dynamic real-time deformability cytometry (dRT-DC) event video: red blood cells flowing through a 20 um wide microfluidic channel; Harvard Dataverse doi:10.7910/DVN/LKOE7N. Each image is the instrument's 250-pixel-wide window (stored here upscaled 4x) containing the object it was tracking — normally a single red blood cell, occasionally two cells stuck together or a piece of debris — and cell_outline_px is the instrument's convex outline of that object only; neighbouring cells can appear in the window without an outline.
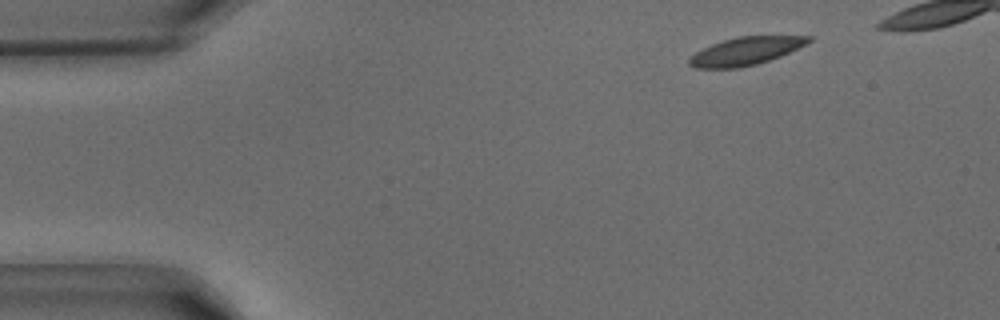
{"species": "common noctule bat (a hibernating species)", "species_latin": "Nyctalus noctula", "temperature_condition": "warm", "stored_images_in_passage": 34, "camera_frame_rate_fps": 3000, "um_per_image_px": 0.085, "animal": {"sex": "male", "body_mass_g": 15.6}, "frame": {"image": 1, "passage_image": 2, "time_ms": 0.333, "image_size_px": [1000, 320], "cell_outline_px": [[812, 40], [780, 56], [756, 64], [736, 68], [696, 68], [688, 64], [688, 60], [696, 52], [712, 44], [724, 40], [740, 36], [812, 36]], "centroid_in_image_um": [63.35, 4.34], "position_along_channel_um": 21.6, "area_um2": 18.96}}
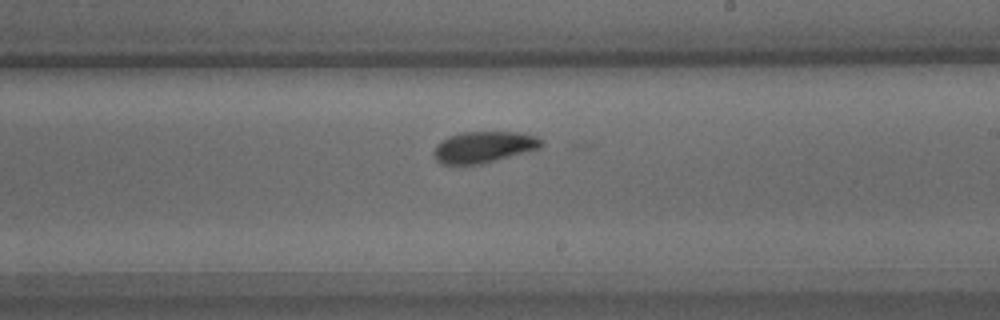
{"frame": {"image": 2, "passage_image": 21, "time_ms": 6.667, "image_size_px": [1000, 320], "cell_outline_px": [[544, 144], [540, 148], [496, 160], [480, 164], [444, 164], [436, 160], [432, 152], [436, 144], [448, 136], [460, 132], [516, 132], [536, 136], [544, 140]], "centroid_in_image_um": [41.11, 12.49], "position_along_channel_um": 247.9, "area_um2": 19.65}}
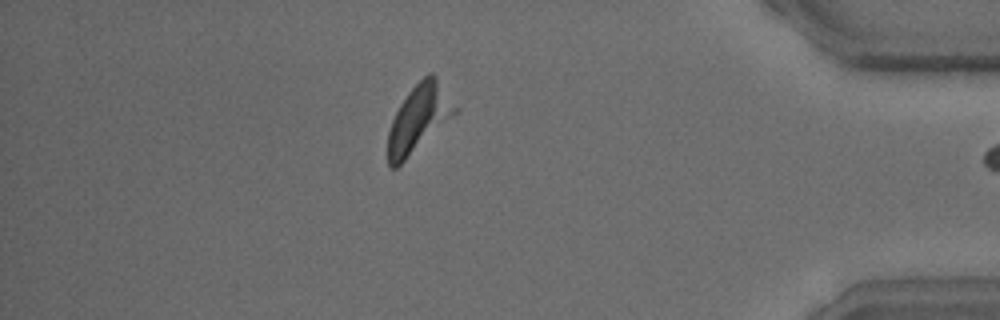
{"frame": {"image": 3, "passage_image": 33, "time_ms": 10.667, "image_size_px": [1000, 320], "cell_outline_px": [[436, 112], [404, 160], [396, 168], [392, 168], [388, 164], [388, 132], [392, 120], [400, 104], [408, 92], [428, 72], [432, 72], [436, 76]], "centroid_in_image_um": [34.99, 10.13], "position_along_channel_um": 400.2, "area_um2": 18.73}}